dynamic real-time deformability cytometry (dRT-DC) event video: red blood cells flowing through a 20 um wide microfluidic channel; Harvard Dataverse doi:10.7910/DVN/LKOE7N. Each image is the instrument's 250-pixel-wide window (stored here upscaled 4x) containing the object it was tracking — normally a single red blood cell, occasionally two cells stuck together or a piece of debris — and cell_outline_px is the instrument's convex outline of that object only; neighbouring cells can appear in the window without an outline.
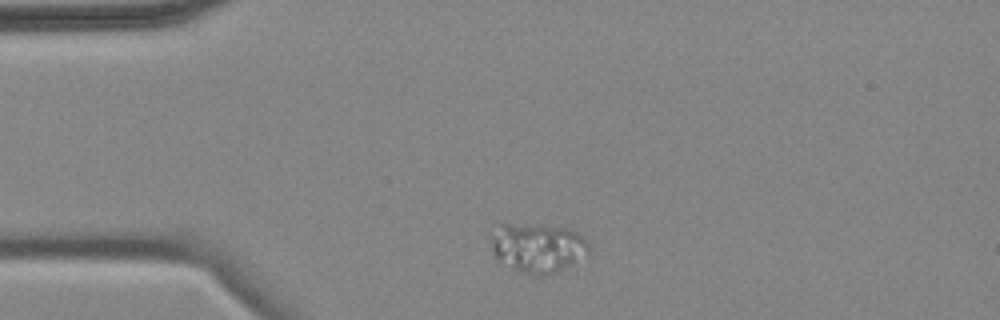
{"species": "common noctule bat (a hibernating species)", "species_latin": "Nyctalus noctula", "temperature_condition": "cold", "stored_images_in_passage": 2, "camera_frame_rate_fps": 3000, "um_per_image_px": 0.085, "animal": {"sex": "female", "body_mass_g": 18.4}, "frame": {"image": 1, "passage_image": 1, "time_ms": 0.0, "image_size_px": [1000, 320], "cell_outline_px": [[588, 252], [572, 264], [548, 276], [532, 276], [512, 268], [496, 260], [488, 236], [488, 232], [500, 224], [536, 224], [564, 228], [576, 232], [584, 236], [588, 240]], "centroid_in_image_um": [45.63, 21.05], "position_along_channel_um": 39.4, "area_um2": 28.61}}